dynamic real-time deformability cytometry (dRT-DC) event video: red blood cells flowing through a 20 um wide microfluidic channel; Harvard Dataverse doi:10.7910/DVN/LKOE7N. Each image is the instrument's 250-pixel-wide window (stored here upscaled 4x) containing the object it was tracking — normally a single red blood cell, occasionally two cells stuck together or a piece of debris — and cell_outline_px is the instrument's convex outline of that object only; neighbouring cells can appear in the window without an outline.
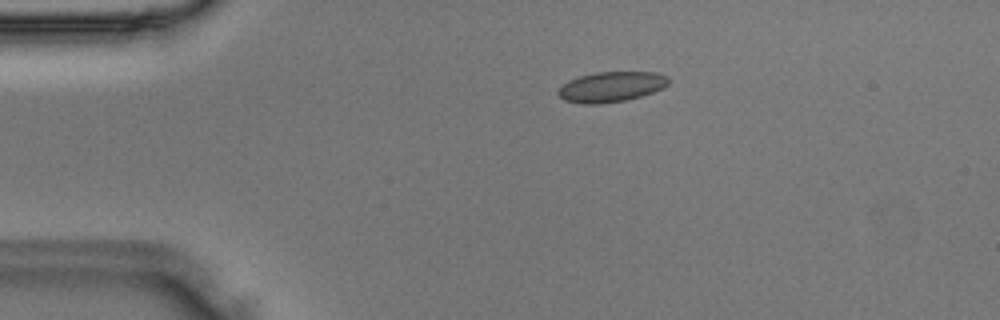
{"species": "Egyptian fruit bat (a non-hibernating species)", "species_latin": "Rousettus aegyptiacus", "temperature_condition": "room temperature", "stored_images_in_passage": 43, "camera_frame_rate_fps": 3000, "um_per_image_px": 0.085, "animal": {"sex": "male"}, "frame": {"image": 1, "passage_image": 5, "time_ms": 1.333, "image_size_px": [1000, 320], "cell_outline_px": [[668, 84], [664, 88], [640, 96], [624, 100], [600, 104], [580, 104], [564, 100], [556, 92], [568, 80], [580, 76], [596, 72], [656, 72], [668, 76]], "centroid_in_image_um": [51.95, 7.38], "position_along_channel_um": 33.1, "area_um2": 19.42}}
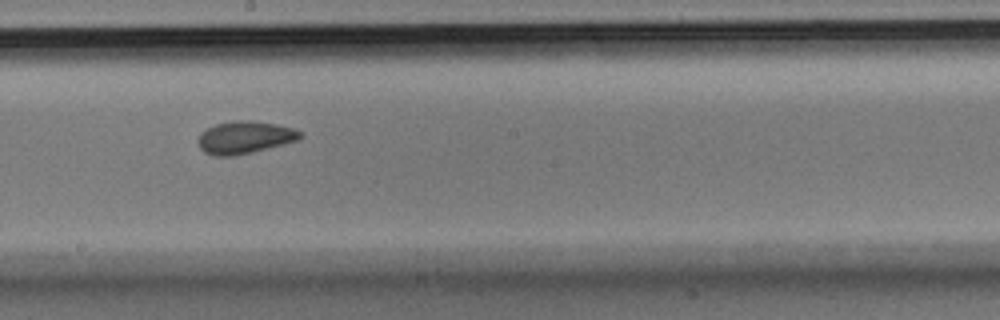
{"frame": {"image": 2, "passage_image": 22, "time_ms": 7.0, "image_size_px": [1000, 320], "cell_outline_px": [[304, 136], [300, 140], [252, 152], [232, 156], [216, 156], [204, 152], [200, 148], [196, 140], [200, 132], [204, 128], [216, 124], [236, 120], [252, 120], [276, 124], [292, 128], [304, 132]], "centroid_in_image_um": [20.8, 11.67], "position_along_channel_um": 227.4, "area_um2": 19.65}}
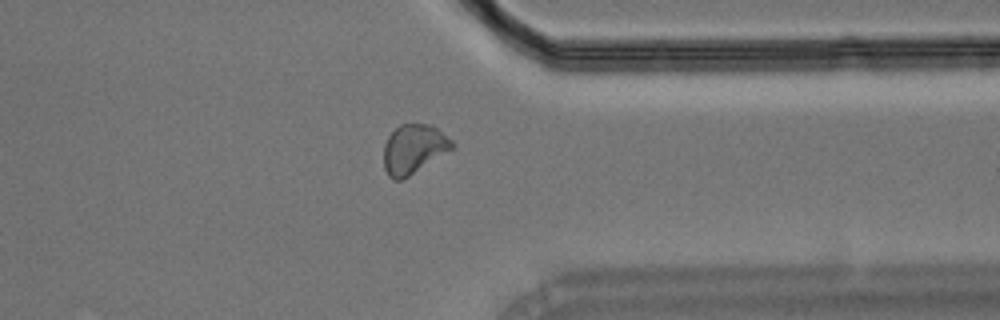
{"frame": {"image": 3, "passage_image": 33, "time_ms": 10.667, "image_size_px": [1000, 320], "cell_outline_px": [[456, 144], [452, 148], [408, 176], [400, 180], [392, 180], [388, 176], [384, 168], [384, 144], [388, 136], [400, 124], [432, 124], [452, 140]], "centroid_in_image_um": [35.14, 12.65], "position_along_channel_um": 376.3, "area_um2": 19.36}}